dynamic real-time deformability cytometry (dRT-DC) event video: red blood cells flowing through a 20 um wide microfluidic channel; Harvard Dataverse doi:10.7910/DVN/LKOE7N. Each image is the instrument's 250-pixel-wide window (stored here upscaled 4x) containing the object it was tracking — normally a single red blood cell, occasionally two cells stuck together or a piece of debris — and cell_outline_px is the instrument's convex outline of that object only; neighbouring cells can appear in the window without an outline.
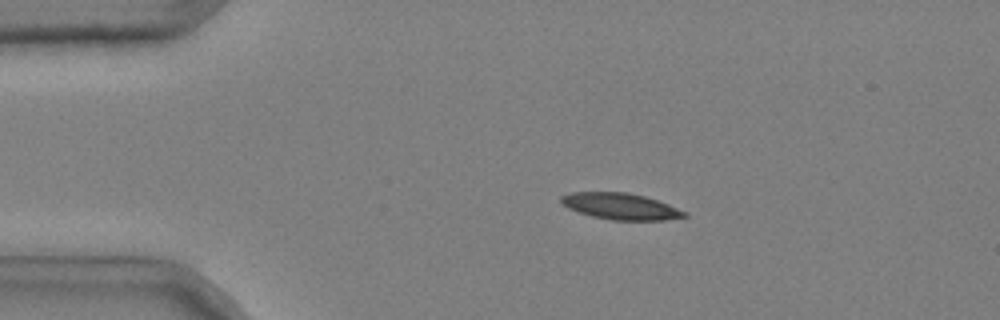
{"species": "common noctule bat (a hibernating species)", "species_latin": "Nyctalus noctula", "temperature_condition": "cold", "stored_images_in_passage": 46, "camera_frame_rate_fps": 3000, "um_per_image_px": 0.085, "animal": {"sex": "male", "body_mass_g": 20.4}, "frame": {"image": 1, "passage_image": 5, "time_ms": 1.333, "image_size_px": [1000, 320], "cell_outline_px": [[688, 216], [664, 220], [612, 220], [592, 216], [568, 208], [560, 200], [560, 196], [568, 192], [628, 192], [644, 196], [668, 204], [688, 212]], "centroid_in_image_um": [52.76, 17.53], "position_along_channel_um": 32.2, "area_um2": 18.9}}
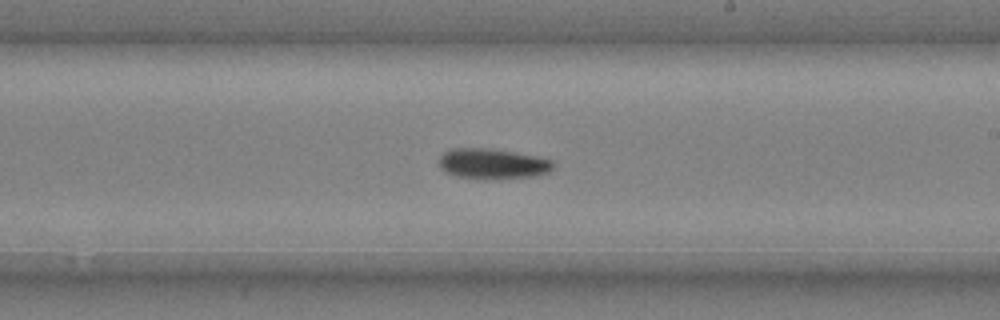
{"frame": {"image": 2, "passage_image": 26, "time_ms": 8.333, "image_size_px": [1000, 320], "cell_outline_px": [[556, 164], [548, 172], [532, 176], [476, 180], [456, 176], [440, 168], [440, 156], [448, 148], [492, 148], [536, 156], [552, 160]], "centroid_in_image_um": [41.85, 13.91], "position_along_channel_um": 247.2, "area_um2": 20.35}}
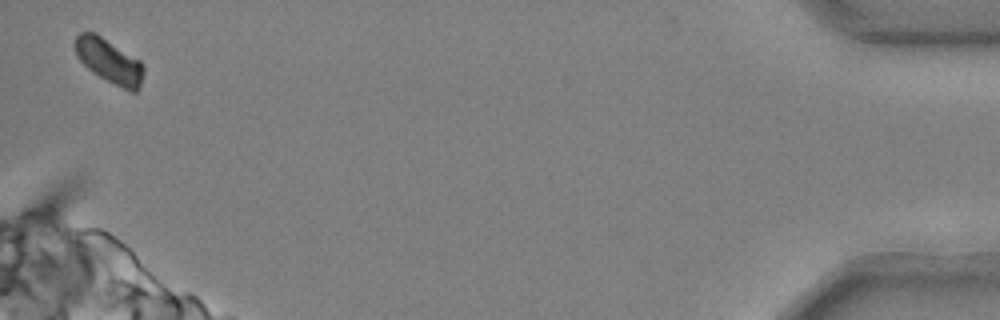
{"frame": {"image": 3, "passage_image": 46, "time_ms": 15.0, "image_size_px": [1000, 320], "cell_outline_px": [[144, 72], [140, 88], [136, 92], [132, 92], [92, 72], [76, 56], [72, 44], [76, 36], [80, 32], [96, 32], [140, 60], [144, 64]], "centroid_in_image_um": [9.27, 5.15], "position_along_channel_um": 425.9, "area_um2": 17.86}}